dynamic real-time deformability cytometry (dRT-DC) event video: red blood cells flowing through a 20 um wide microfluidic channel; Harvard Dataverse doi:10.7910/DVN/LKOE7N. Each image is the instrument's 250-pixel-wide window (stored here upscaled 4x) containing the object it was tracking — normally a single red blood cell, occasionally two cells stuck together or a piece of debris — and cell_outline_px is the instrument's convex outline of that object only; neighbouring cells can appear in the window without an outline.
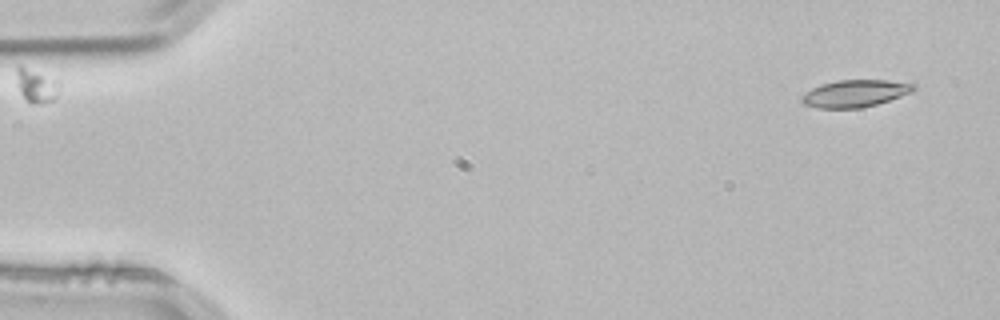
{"species": "common noctule bat (a hibernating species)", "species_latin": "Nyctalus noctula", "temperature_condition": "room temperature", "stored_images_in_passage": 52, "camera_frame_rate_fps": 3000, "um_per_image_px": 0.085, "animal": {"sex": "male", "body_mass_g": 21.5, "forearm_length_mm": 52.0}, "frame": {"image": 1, "passage_image": 2, "time_ms": 0.333, "image_size_px": [1000, 320], "cell_outline_px": [[916, 88], [912, 92], [876, 104], [860, 108], [816, 108], [804, 104], [800, 100], [800, 96], [812, 88], [820, 84], [836, 80], [884, 80], [916, 84]], "centroid_in_image_um": [72.63, 7.94], "position_along_channel_um": 12.4, "area_um2": 17.69}}
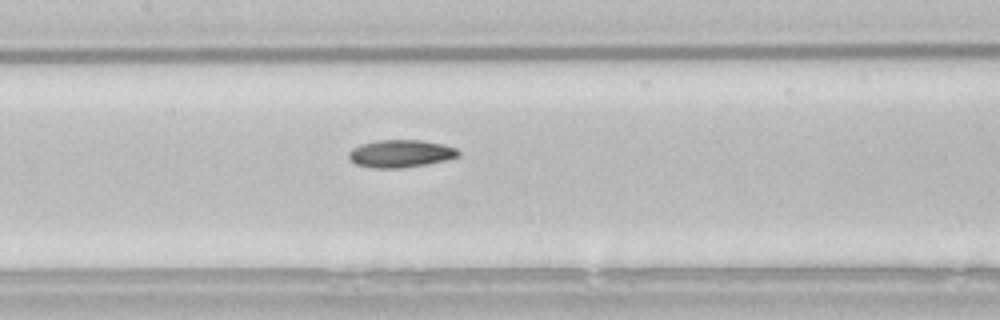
{"frame": {"image": 2, "passage_image": 24, "time_ms": 7.667, "image_size_px": [1000, 320], "cell_outline_px": [[460, 156], [448, 160], [428, 164], [400, 168], [372, 168], [356, 164], [348, 156], [348, 152], [352, 148], [360, 144], [376, 140], [424, 140], [444, 144], [456, 148], [460, 152]], "centroid_in_image_um": [34.08, 13.05], "position_along_channel_um": 173.3, "area_um2": 17.86}}
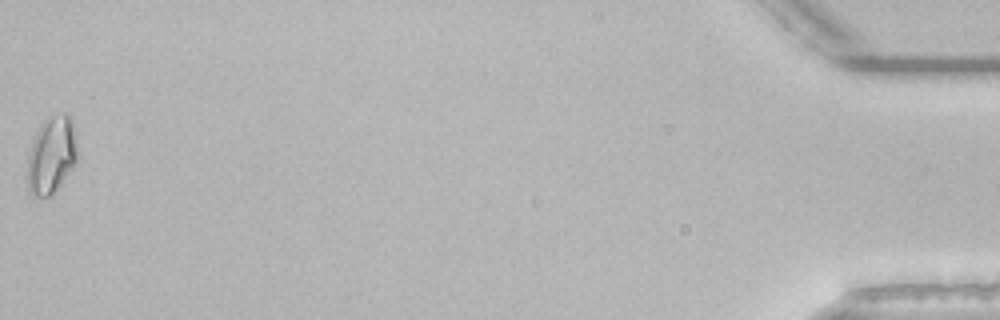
{"frame": {"image": 3, "passage_image": 52, "time_ms": 17.0, "image_size_px": [1000, 320], "cell_outline_px": [[76, 164], [60, 184], [48, 196], [36, 196], [28, 192], [28, 152], [36, 132], [40, 124], [48, 116], [64, 112], [68, 112], [72, 116], [76, 140]], "centroid_in_image_um": [4.39, 13.11], "position_along_channel_um": 430.8, "area_um2": 22.54}}